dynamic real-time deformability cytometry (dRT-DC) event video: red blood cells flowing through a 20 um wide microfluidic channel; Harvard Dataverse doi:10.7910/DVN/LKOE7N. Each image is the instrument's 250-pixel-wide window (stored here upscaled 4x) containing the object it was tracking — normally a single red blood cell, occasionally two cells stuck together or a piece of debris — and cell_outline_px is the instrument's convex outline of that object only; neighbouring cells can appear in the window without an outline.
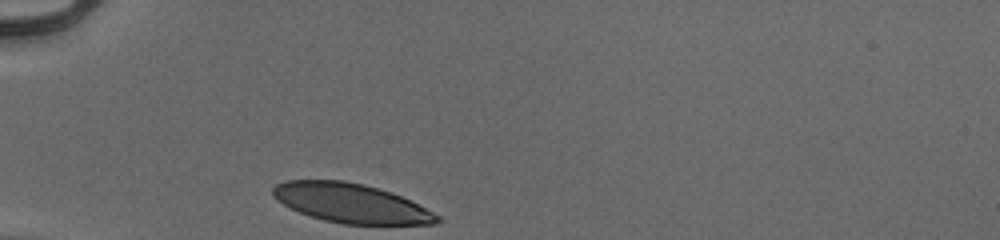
{"species": "human", "species_latin": "Homo sapiens", "temperature_condition": "cold", "stored_images_in_passage": 28, "camera_frame_rate_fps": 3000, "um_per_image_px": 0.085, "donor": {"sex": "male"}, "frame": {"image": 1, "passage_image": 1, "time_ms": 0.0, "image_size_px": [1000, 240], "cell_outline_px": [[440, 220], [432, 224], [344, 224], [324, 220], [300, 212], [284, 204], [272, 196], [272, 188], [276, 184], [288, 180], [344, 180], [364, 184], [392, 192], [440, 216]], "centroid_in_image_um": [29.8, 17.26], "position_along_channel_um": 55.2, "area_um2": 37.11}}
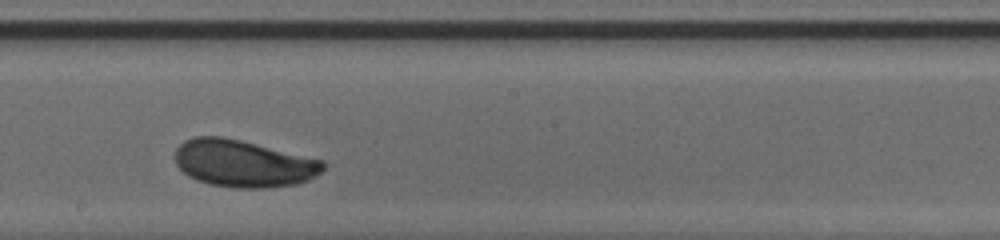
{"frame": {"image": 2, "passage_image": 16, "time_ms": 5.0, "image_size_px": [1000, 240], "cell_outline_px": [[324, 168], [320, 172], [308, 180], [296, 184], [268, 188], [232, 188], [208, 184], [196, 180], [188, 176], [176, 164], [176, 148], [184, 140], [192, 136], [224, 136], [324, 160]], "centroid_in_image_um": [20.66, 13.89], "position_along_channel_um": 227.5, "area_um2": 40.86}}
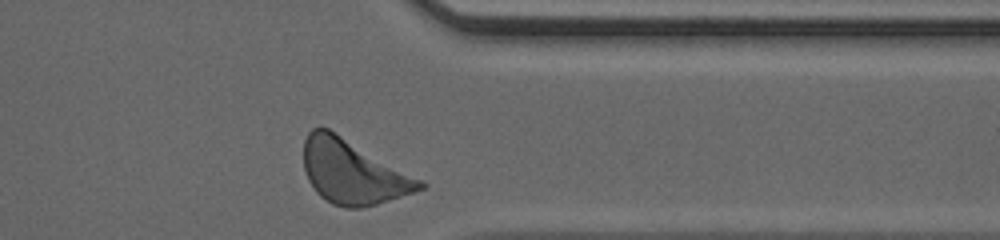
{"frame": {"image": 3, "passage_image": 28, "time_ms": 9.0, "image_size_px": [1000, 240], "cell_outline_px": [[428, 184], [424, 188], [376, 204], [360, 208], [344, 208], [332, 204], [320, 196], [316, 192], [308, 180], [304, 168], [304, 140], [308, 132], [312, 128], [328, 128]], "centroid_in_image_um": [29.94, 14.63], "position_along_channel_um": 381.5, "area_um2": 42.6}, "authors_computed_cell_mechanics": {"area_um2": 39.7375, "velocity_mm_per_s": 3.8798, "shape_relaxation_time_tau1_ms": 3.8056, "shape_relaxation_time_tau2_ms": null, "deformation_change_tau1": 0.1638, "deformation_change_tau2": null}}